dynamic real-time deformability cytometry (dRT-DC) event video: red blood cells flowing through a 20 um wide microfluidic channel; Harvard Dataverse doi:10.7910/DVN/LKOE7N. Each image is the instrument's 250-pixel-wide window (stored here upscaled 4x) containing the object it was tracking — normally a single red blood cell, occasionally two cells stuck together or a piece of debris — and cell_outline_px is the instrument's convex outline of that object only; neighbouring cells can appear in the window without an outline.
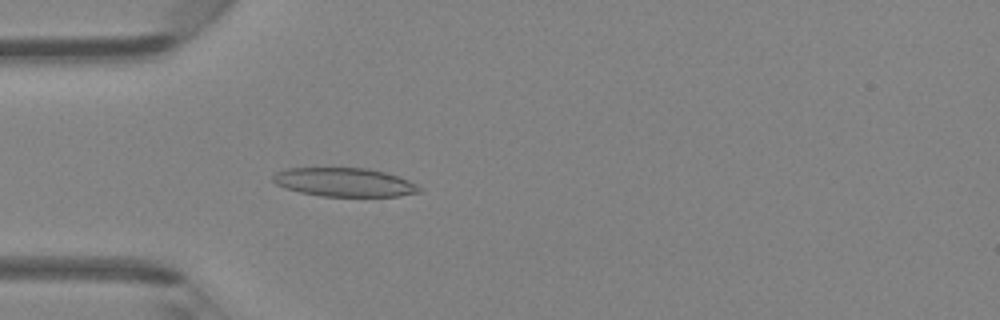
{"species": "Egyptian fruit bat (a non-hibernating species)", "species_latin": "Rousettus aegyptiacus", "temperature_condition": "room temperature", "stored_images_in_passage": 43, "camera_frame_rate_fps": 3000, "um_per_image_px": 0.085, "animal": {"sex": "female"}, "frame": {"image": 1, "passage_image": 10, "time_ms": 3.0, "image_size_px": [1000, 320], "cell_outline_px": [[424, 188], [420, 192], [400, 196], [320, 196], [300, 192], [284, 188], [276, 184], [272, 180], [272, 176], [276, 172], [284, 168], [368, 168], [384, 172], [408, 180]], "centroid_in_image_um": [29.26, 15.49], "position_along_channel_um": 55.7, "area_um2": 24.57}}
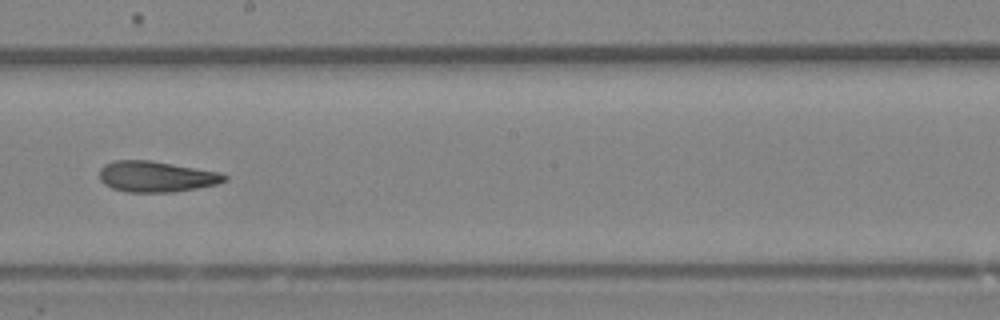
{"frame": {"image": 2, "passage_image": 23, "time_ms": 7.333, "image_size_px": [1000, 320], "cell_outline_px": [[228, 180], [216, 184], [196, 188], [172, 192], [128, 192], [112, 188], [104, 184], [100, 180], [100, 168], [104, 164], [116, 160], [148, 160], [220, 172], [228, 176]], "centroid_in_image_um": [13.27, 15.01], "position_along_channel_um": 234.9, "area_um2": 22.37}}
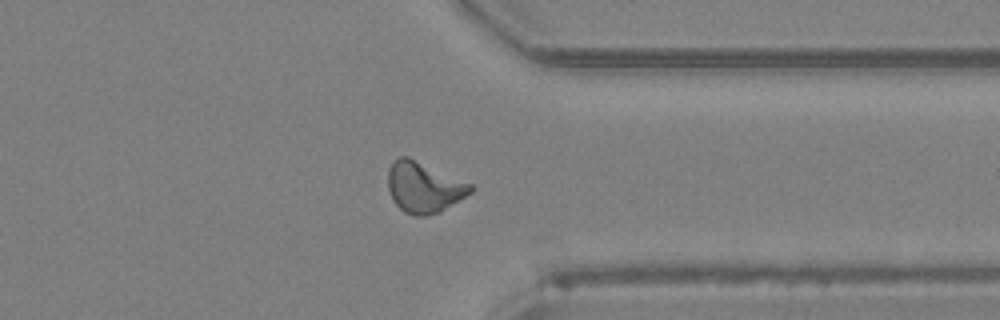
{"frame": {"image": 3, "passage_image": 33, "time_ms": 10.667, "image_size_px": [1000, 320], "cell_outline_px": [[472, 192], [440, 212], [424, 216], [412, 216], [404, 212], [392, 200], [388, 188], [388, 168], [392, 160], [400, 156], [408, 156], [472, 184]], "centroid_in_image_um": [35.99, 15.91], "position_along_channel_um": 375.4, "area_um2": 24.51}, "authors_computed_cell_mechanics": {"area_um2": 23.0044, "velocity_mm_per_s": 4.2915, "shape_relaxation_time_tau1_ms": null, "shape_relaxation_time_tau2_ms": 2.6278, "deformation_change_tau1": null, "deformation_change_tau2": 0.1031}}